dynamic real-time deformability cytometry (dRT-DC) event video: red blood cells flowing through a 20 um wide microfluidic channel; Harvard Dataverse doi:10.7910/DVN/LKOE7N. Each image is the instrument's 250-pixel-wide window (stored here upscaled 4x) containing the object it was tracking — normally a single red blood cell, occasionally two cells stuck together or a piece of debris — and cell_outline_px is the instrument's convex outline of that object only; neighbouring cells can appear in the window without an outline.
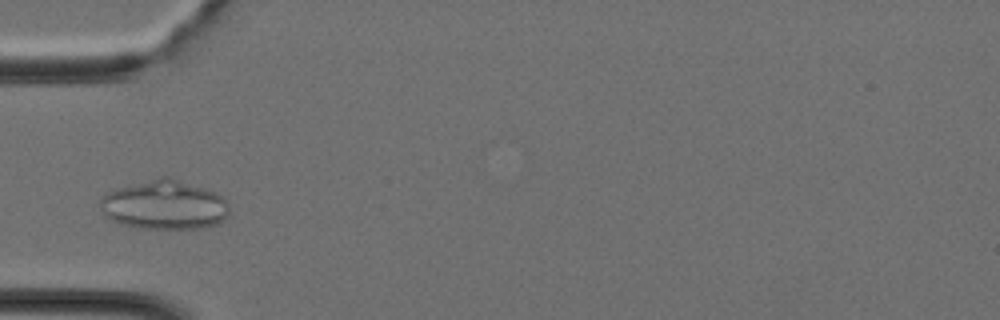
{"species": "Egyptian fruit bat (a non-hibernating species)", "species_latin": "Rousettus aegyptiacus", "temperature_condition": "cold", "stored_images_in_passage": 36, "camera_frame_rate_fps": 3000, "um_per_image_px": 0.085, "animal": {"sex": "female"}, "frame": {"image": 1, "passage_image": 9, "time_ms": 2.667, "image_size_px": [1000, 320], "cell_outline_px": [[228, 216], [224, 220], [216, 224], [200, 228], [140, 228], [124, 224], [112, 220], [104, 216], [100, 208], [100, 200], [108, 192], [120, 188], [160, 176], [168, 176], [216, 192], [228, 204]], "centroid_in_image_um": [13.98, 17.42], "position_along_channel_um": 71.0, "area_um2": 36.65}}
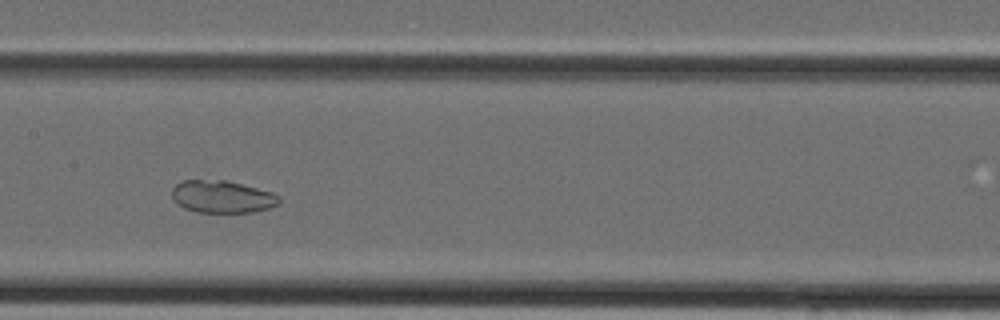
{"frame": {"image": 2, "passage_image": 16, "time_ms": 5.0, "image_size_px": [1000, 320], "cell_outline_px": [[280, 204], [268, 208], [252, 212], [196, 212], [184, 208], [176, 204], [172, 196], [172, 188], [176, 184], [184, 180], [228, 180], [272, 192], [280, 196]], "centroid_in_image_um": [18.88, 16.72], "position_along_channel_um": 188.5, "area_um2": 20.35}}
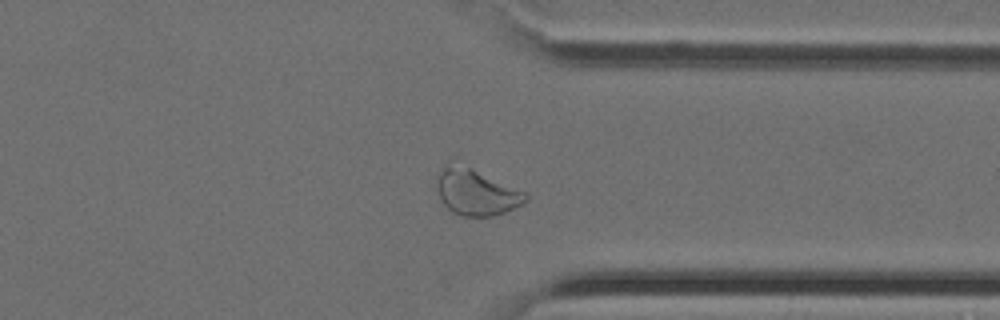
{"frame": {"image": 3, "passage_image": 27, "time_ms": 8.667, "image_size_px": [1000, 320], "cell_outline_px": [[528, 200], [504, 212], [492, 216], [464, 216], [452, 212], [444, 204], [436, 188], [440, 172], [448, 160], [472, 168], [524, 192], [528, 196]], "centroid_in_image_um": [40.43, 16.32], "position_along_channel_um": 371.0, "area_um2": 23.41}}